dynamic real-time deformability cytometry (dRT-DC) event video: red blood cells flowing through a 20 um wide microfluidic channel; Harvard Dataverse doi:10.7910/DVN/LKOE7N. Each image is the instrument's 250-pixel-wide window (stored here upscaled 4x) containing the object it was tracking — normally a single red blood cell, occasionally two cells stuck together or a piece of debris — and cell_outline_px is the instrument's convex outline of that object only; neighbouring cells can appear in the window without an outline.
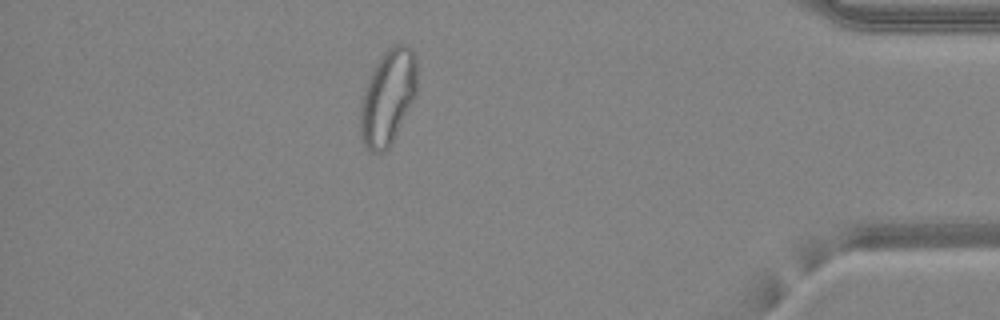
{"species": "common noctule bat (a hibernating species)", "species_latin": "Nyctalus noctula", "temperature_condition": "warm", "stored_images_in_passage": 44, "camera_frame_rate_fps": 3000, "um_per_image_px": 0.085, "animal": {"sex": "female", "body_mass_g": 24.6, "forearm_length_mm": 56.2}, "frame": {"image": 1, "passage_image": 38, "time_ms": 12.333, "image_size_px": [1000, 320], "cell_outline_px": [[416, 96], [392, 144], [384, 152], [372, 152], [364, 148], [360, 140], [360, 100], [368, 76], [372, 68], [380, 56], [388, 48], [396, 44], [408, 44], [412, 48], [416, 56]], "centroid_in_image_um": [32.95, 8.27], "position_along_channel_um": 402.3, "area_um2": 32.31}, "authors_computed_cell_mechanics": {"area_um2": 29.6225, "velocity_mm_per_s": 4.2706, "shape_relaxation_time_tau1_ms": null, "shape_relaxation_time_tau2_ms": 1.1671, "deformation_change_tau1": null, "deformation_change_tau2": 0.0781}}